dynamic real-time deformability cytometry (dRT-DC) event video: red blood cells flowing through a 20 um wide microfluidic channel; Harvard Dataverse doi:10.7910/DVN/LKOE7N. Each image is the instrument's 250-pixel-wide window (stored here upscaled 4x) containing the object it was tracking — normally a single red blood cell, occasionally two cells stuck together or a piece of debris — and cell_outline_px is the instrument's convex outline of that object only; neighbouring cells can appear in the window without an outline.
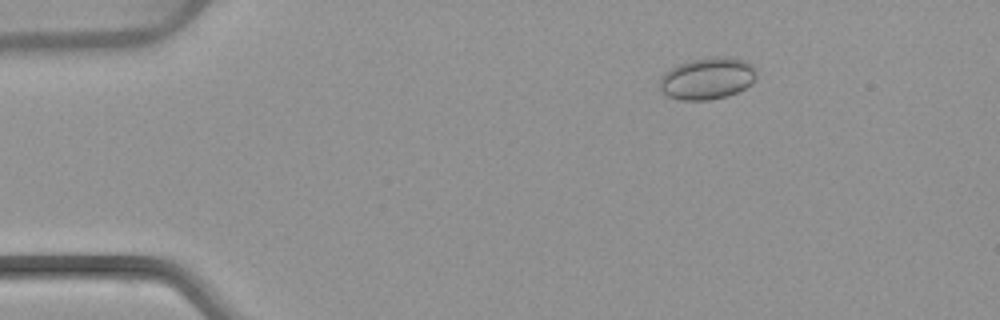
{"species": "common noctule bat (a hibernating species)", "species_latin": "Nyctalus noctula", "temperature_condition": "warm", "stored_images_in_passage": 5, "camera_frame_rate_fps": 3000, "um_per_image_px": 0.085, "animal": {"sex": "female", "body_mass_g": 22.7, "forearm_length_mm": 54.2}, "frame": {"image": 1, "passage_image": 3, "time_ms": 2.667, "image_size_px": [1000, 320], "cell_outline_px": [[756, 76], [752, 84], [728, 96], [708, 100], [680, 100], [668, 96], [660, 92], [660, 76], [664, 72], [680, 64], [692, 60], [716, 56], [732, 56], [744, 60], [752, 64], [756, 68]], "centroid_in_image_um": [60.14, 6.66], "position_along_channel_um": 24.9, "area_um2": 23.81}}